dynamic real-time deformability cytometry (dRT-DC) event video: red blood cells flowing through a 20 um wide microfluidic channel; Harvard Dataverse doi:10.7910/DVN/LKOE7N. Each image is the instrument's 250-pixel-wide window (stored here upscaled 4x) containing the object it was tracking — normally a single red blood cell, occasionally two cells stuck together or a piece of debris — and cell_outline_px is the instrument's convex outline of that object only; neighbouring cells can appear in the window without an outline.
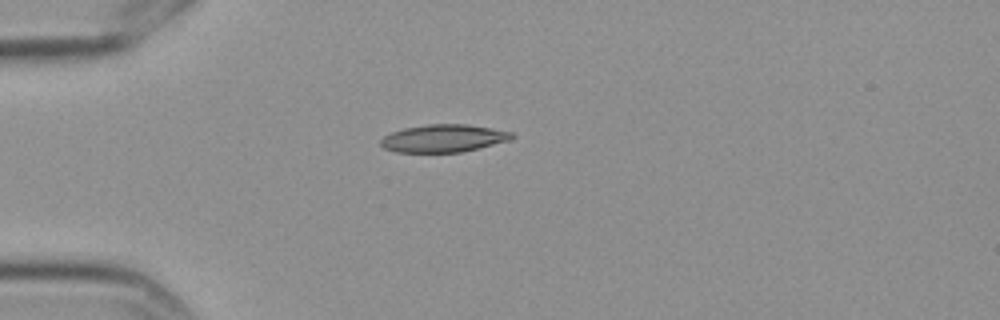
{"species": "Egyptian fruit bat (a non-hibernating species)", "species_latin": "Rousettus aegyptiacus", "temperature_condition": "cold", "stored_images_in_passage": 13, "camera_frame_rate_fps": 3000, "um_per_image_px": 0.085, "frame": {"image": 1, "passage_image": 2, "time_ms": 0.333, "image_size_px": [1000, 320], "cell_outline_px": [[516, 136], [512, 140], [460, 152], [396, 152], [384, 148], [380, 144], [380, 140], [384, 136], [392, 132], [404, 128], [428, 124], [468, 124], [492, 128], [512, 132]], "centroid_in_image_um": [37.72, 11.75], "position_along_channel_um": 47.3, "area_um2": 21.15}}
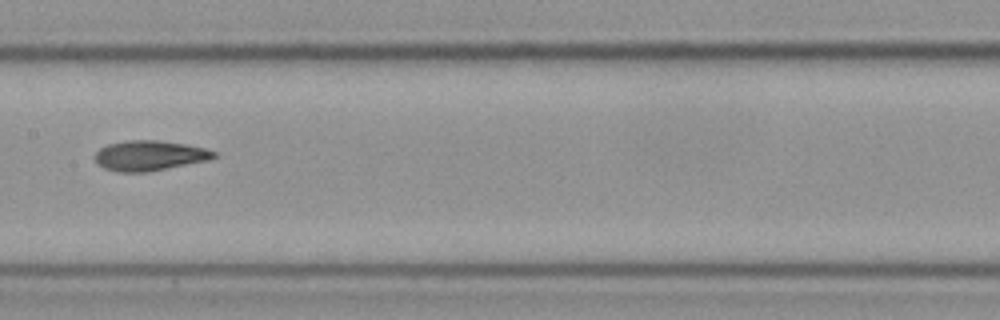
{"frame": {"image": 2, "passage_image": 6, "time_ms": 1.667, "image_size_px": [1000, 320], "cell_outline_px": [[216, 156], [208, 160], [148, 172], [116, 172], [104, 168], [96, 164], [92, 156], [100, 148], [108, 144], [128, 140], [156, 140], [184, 144], [204, 148], [216, 152]], "centroid_in_image_um": [12.64, 13.23], "position_along_channel_um": 194.8, "area_um2": 20.92}}
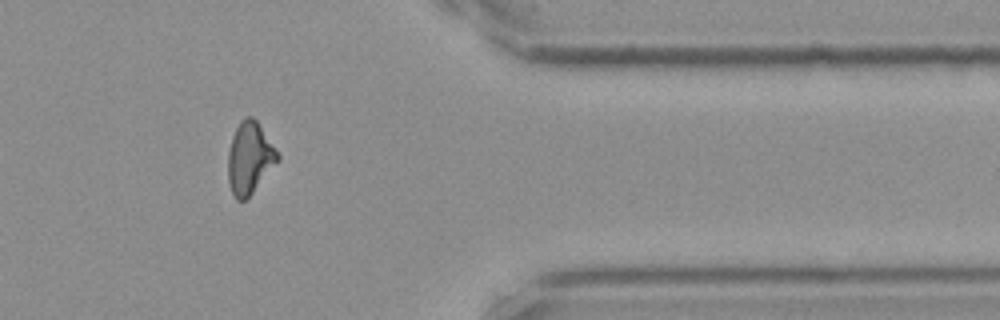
{"frame": {"image": 3, "passage_image": 11, "time_ms": 3.333, "image_size_px": [1000, 320], "cell_outline_px": [[280, 160], [252, 192], [244, 200], [236, 200], [232, 192], [228, 180], [228, 152], [232, 136], [240, 120], [244, 116], [252, 116], [256, 120], [280, 156]], "centroid_in_image_um": [21.21, 13.41], "position_along_channel_um": 390.2, "area_um2": 20.52}}